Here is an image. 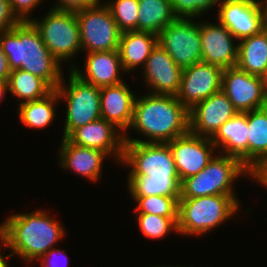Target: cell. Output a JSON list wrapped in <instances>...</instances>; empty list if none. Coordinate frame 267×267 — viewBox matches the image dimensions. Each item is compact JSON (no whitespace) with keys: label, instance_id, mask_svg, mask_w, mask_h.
Instances as JSON below:
<instances>
[{"label":"cell","instance_id":"obj_1","mask_svg":"<svg viewBox=\"0 0 267 267\" xmlns=\"http://www.w3.org/2000/svg\"><path fill=\"white\" fill-rule=\"evenodd\" d=\"M122 164L131 169L127 186L132 197H180L181 181L168 143L125 142Z\"/></svg>","mask_w":267,"mask_h":267},{"label":"cell","instance_id":"obj_2","mask_svg":"<svg viewBox=\"0 0 267 267\" xmlns=\"http://www.w3.org/2000/svg\"><path fill=\"white\" fill-rule=\"evenodd\" d=\"M64 236L63 225L46 210L12 214L0 224L1 247L11 252L7 258L18 255L27 264L54 248Z\"/></svg>","mask_w":267,"mask_h":267},{"label":"cell","instance_id":"obj_3","mask_svg":"<svg viewBox=\"0 0 267 267\" xmlns=\"http://www.w3.org/2000/svg\"><path fill=\"white\" fill-rule=\"evenodd\" d=\"M136 95L129 129L147 137L143 140L124 135V142L167 143L189 132V110L173 95Z\"/></svg>","mask_w":267,"mask_h":267},{"label":"cell","instance_id":"obj_4","mask_svg":"<svg viewBox=\"0 0 267 267\" xmlns=\"http://www.w3.org/2000/svg\"><path fill=\"white\" fill-rule=\"evenodd\" d=\"M0 45L10 71L21 69L43 79L53 90L61 83L62 65L50 53L30 22H19L0 33Z\"/></svg>","mask_w":267,"mask_h":267},{"label":"cell","instance_id":"obj_5","mask_svg":"<svg viewBox=\"0 0 267 267\" xmlns=\"http://www.w3.org/2000/svg\"><path fill=\"white\" fill-rule=\"evenodd\" d=\"M236 195H208L180 198L178 201L177 229L181 235L198 237L218 228L240 210ZM236 213V214H235Z\"/></svg>","mask_w":267,"mask_h":267},{"label":"cell","instance_id":"obj_6","mask_svg":"<svg viewBox=\"0 0 267 267\" xmlns=\"http://www.w3.org/2000/svg\"><path fill=\"white\" fill-rule=\"evenodd\" d=\"M251 176V172L239 158L219 154L198 174L181 182L180 198H196L208 195H236L233 184L238 177Z\"/></svg>","mask_w":267,"mask_h":267},{"label":"cell","instance_id":"obj_7","mask_svg":"<svg viewBox=\"0 0 267 267\" xmlns=\"http://www.w3.org/2000/svg\"><path fill=\"white\" fill-rule=\"evenodd\" d=\"M50 53L60 63L82 51L80 28L76 12L49 9L44 18L31 19Z\"/></svg>","mask_w":267,"mask_h":267},{"label":"cell","instance_id":"obj_8","mask_svg":"<svg viewBox=\"0 0 267 267\" xmlns=\"http://www.w3.org/2000/svg\"><path fill=\"white\" fill-rule=\"evenodd\" d=\"M68 83L65 79L56 88L59 99L67 103L64 133L67 138L76 128L101 118L100 88L87 83L69 70Z\"/></svg>","mask_w":267,"mask_h":267},{"label":"cell","instance_id":"obj_9","mask_svg":"<svg viewBox=\"0 0 267 267\" xmlns=\"http://www.w3.org/2000/svg\"><path fill=\"white\" fill-rule=\"evenodd\" d=\"M76 17L82 51L89 53L118 50L122 32L105 3L76 11Z\"/></svg>","mask_w":267,"mask_h":267},{"label":"cell","instance_id":"obj_10","mask_svg":"<svg viewBox=\"0 0 267 267\" xmlns=\"http://www.w3.org/2000/svg\"><path fill=\"white\" fill-rule=\"evenodd\" d=\"M158 44L182 69L202 61L200 22L176 18L158 35Z\"/></svg>","mask_w":267,"mask_h":267},{"label":"cell","instance_id":"obj_11","mask_svg":"<svg viewBox=\"0 0 267 267\" xmlns=\"http://www.w3.org/2000/svg\"><path fill=\"white\" fill-rule=\"evenodd\" d=\"M218 5L217 20L237 41L258 34L264 29L267 12L263 1L220 0Z\"/></svg>","mask_w":267,"mask_h":267},{"label":"cell","instance_id":"obj_12","mask_svg":"<svg viewBox=\"0 0 267 267\" xmlns=\"http://www.w3.org/2000/svg\"><path fill=\"white\" fill-rule=\"evenodd\" d=\"M221 90L240 113L267 106L263 77L248 74L237 67L223 69Z\"/></svg>","mask_w":267,"mask_h":267},{"label":"cell","instance_id":"obj_13","mask_svg":"<svg viewBox=\"0 0 267 267\" xmlns=\"http://www.w3.org/2000/svg\"><path fill=\"white\" fill-rule=\"evenodd\" d=\"M167 143L181 182L204 169L214 158L216 155L214 152L217 150L210 138L191 132L176 137Z\"/></svg>","mask_w":267,"mask_h":267},{"label":"cell","instance_id":"obj_14","mask_svg":"<svg viewBox=\"0 0 267 267\" xmlns=\"http://www.w3.org/2000/svg\"><path fill=\"white\" fill-rule=\"evenodd\" d=\"M222 71L221 67L204 61L184 68L176 98L190 110L221 90Z\"/></svg>","mask_w":267,"mask_h":267},{"label":"cell","instance_id":"obj_15","mask_svg":"<svg viewBox=\"0 0 267 267\" xmlns=\"http://www.w3.org/2000/svg\"><path fill=\"white\" fill-rule=\"evenodd\" d=\"M237 113L232 102L220 90L189 110V132L211 138L226 121Z\"/></svg>","mask_w":267,"mask_h":267},{"label":"cell","instance_id":"obj_16","mask_svg":"<svg viewBox=\"0 0 267 267\" xmlns=\"http://www.w3.org/2000/svg\"><path fill=\"white\" fill-rule=\"evenodd\" d=\"M228 29L218 24L200 21V41L202 61L221 67H236L238 60V42Z\"/></svg>","mask_w":267,"mask_h":267},{"label":"cell","instance_id":"obj_17","mask_svg":"<svg viewBox=\"0 0 267 267\" xmlns=\"http://www.w3.org/2000/svg\"><path fill=\"white\" fill-rule=\"evenodd\" d=\"M67 139L78 146L94 148L121 163L124 155V134L113 124L100 118L76 128Z\"/></svg>","mask_w":267,"mask_h":267},{"label":"cell","instance_id":"obj_18","mask_svg":"<svg viewBox=\"0 0 267 267\" xmlns=\"http://www.w3.org/2000/svg\"><path fill=\"white\" fill-rule=\"evenodd\" d=\"M142 70V79L152 88L149 93L177 95L183 69L159 44L152 50Z\"/></svg>","mask_w":267,"mask_h":267},{"label":"cell","instance_id":"obj_19","mask_svg":"<svg viewBox=\"0 0 267 267\" xmlns=\"http://www.w3.org/2000/svg\"><path fill=\"white\" fill-rule=\"evenodd\" d=\"M69 66L70 70L80 79L99 88L123 82L120 74L125 71L119 50L87 53L84 73L76 65Z\"/></svg>","mask_w":267,"mask_h":267},{"label":"cell","instance_id":"obj_20","mask_svg":"<svg viewBox=\"0 0 267 267\" xmlns=\"http://www.w3.org/2000/svg\"><path fill=\"white\" fill-rule=\"evenodd\" d=\"M135 98L125 82L100 88L101 118L128 135L126 132L132 122Z\"/></svg>","mask_w":267,"mask_h":267},{"label":"cell","instance_id":"obj_21","mask_svg":"<svg viewBox=\"0 0 267 267\" xmlns=\"http://www.w3.org/2000/svg\"><path fill=\"white\" fill-rule=\"evenodd\" d=\"M61 141L58 156L61 168L72 170L86 180L97 182L102 174L103 161L109 155L98 149L75 145L67 138H62Z\"/></svg>","mask_w":267,"mask_h":267},{"label":"cell","instance_id":"obj_22","mask_svg":"<svg viewBox=\"0 0 267 267\" xmlns=\"http://www.w3.org/2000/svg\"><path fill=\"white\" fill-rule=\"evenodd\" d=\"M248 112H238L210 138L220 154L235 156L248 169Z\"/></svg>","mask_w":267,"mask_h":267},{"label":"cell","instance_id":"obj_23","mask_svg":"<svg viewBox=\"0 0 267 267\" xmlns=\"http://www.w3.org/2000/svg\"><path fill=\"white\" fill-rule=\"evenodd\" d=\"M157 44L158 36L153 33L136 30L122 32L118 50L124 71L131 72L138 66L143 68Z\"/></svg>","mask_w":267,"mask_h":267},{"label":"cell","instance_id":"obj_24","mask_svg":"<svg viewBox=\"0 0 267 267\" xmlns=\"http://www.w3.org/2000/svg\"><path fill=\"white\" fill-rule=\"evenodd\" d=\"M236 67L251 75L264 77L267 73V32L242 39L238 42Z\"/></svg>","mask_w":267,"mask_h":267},{"label":"cell","instance_id":"obj_25","mask_svg":"<svg viewBox=\"0 0 267 267\" xmlns=\"http://www.w3.org/2000/svg\"><path fill=\"white\" fill-rule=\"evenodd\" d=\"M248 170L267 160V106L248 112Z\"/></svg>","mask_w":267,"mask_h":267},{"label":"cell","instance_id":"obj_26","mask_svg":"<svg viewBox=\"0 0 267 267\" xmlns=\"http://www.w3.org/2000/svg\"><path fill=\"white\" fill-rule=\"evenodd\" d=\"M137 31L158 35L177 17L169 0H138Z\"/></svg>","mask_w":267,"mask_h":267},{"label":"cell","instance_id":"obj_27","mask_svg":"<svg viewBox=\"0 0 267 267\" xmlns=\"http://www.w3.org/2000/svg\"><path fill=\"white\" fill-rule=\"evenodd\" d=\"M58 92L53 90L46 97L18 105V116L21 123L29 128L48 127L56 117L55 105L59 102ZM57 102V103H56Z\"/></svg>","mask_w":267,"mask_h":267},{"label":"cell","instance_id":"obj_28","mask_svg":"<svg viewBox=\"0 0 267 267\" xmlns=\"http://www.w3.org/2000/svg\"><path fill=\"white\" fill-rule=\"evenodd\" d=\"M8 85L9 93L17 98L18 105L42 99L53 91L43 79L21 69L10 72Z\"/></svg>","mask_w":267,"mask_h":267},{"label":"cell","instance_id":"obj_29","mask_svg":"<svg viewBox=\"0 0 267 267\" xmlns=\"http://www.w3.org/2000/svg\"><path fill=\"white\" fill-rule=\"evenodd\" d=\"M138 206L137 214H153L166 218H178V201L180 197L144 196L132 197Z\"/></svg>","mask_w":267,"mask_h":267},{"label":"cell","instance_id":"obj_30","mask_svg":"<svg viewBox=\"0 0 267 267\" xmlns=\"http://www.w3.org/2000/svg\"><path fill=\"white\" fill-rule=\"evenodd\" d=\"M121 32L137 31L138 0H110L105 1Z\"/></svg>","mask_w":267,"mask_h":267},{"label":"cell","instance_id":"obj_31","mask_svg":"<svg viewBox=\"0 0 267 267\" xmlns=\"http://www.w3.org/2000/svg\"><path fill=\"white\" fill-rule=\"evenodd\" d=\"M135 217H137L139 229L147 238L161 239L172 230L178 233V218H166L153 214H137Z\"/></svg>","mask_w":267,"mask_h":267},{"label":"cell","instance_id":"obj_32","mask_svg":"<svg viewBox=\"0 0 267 267\" xmlns=\"http://www.w3.org/2000/svg\"><path fill=\"white\" fill-rule=\"evenodd\" d=\"M177 18H199L208 9L217 6L220 0H169Z\"/></svg>","mask_w":267,"mask_h":267},{"label":"cell","instance_id":"obj_33","mask_svg":"<svg viewBox=\"0 0 267 267\" xmlns=\"http://www.w3.org/2000/svg\"><path fill=\"white\" fill-rule=\"evenodd\" d=\"M11 11L20 22L30 21V13L36 9V7L43 0H8Z\"/></svg>","mask_w":267,"mask_h":267},{"label":"cell","instance_id":"obj_34","mask_svg":"<svg viewBox=\"0 0 267 267\" xmlns=\"http://www.w3.org/2000/svg\"><path fill=\"white\" fill-rule=\"evenodd\" d=\"M100 0H58V3L53 6V9L59 11L76 12L82 9L98 5Z\"/></svg>","mask_w":267,"mask_h":267},{"label":"cell","instance_id":"obj_35","mask_svg":"<svg viewBox=\"0 0 267 267\" xmlns=\"http://www.w3.org/2000/svg\"><path fill=\"white\" fill-rule=\"evenodd\" d=\"M20 21L11 11L8 0H0V33L10 30Z\"/></svg>","mask_w":267,"mask_h":267},{"label":"cell","instance_id":"obj_36","mask_svg":"<svg viewBox=\"0 0 267 267\" xmlns=\"http://www.w3.org/2000/svg\"><path fill=\"white\" fill-rule=\"evenodd\" d=\"M62 254L64 255V257L61 256ZM58 255H59V257L61 256L64 259L67 257L66 254H65V252H64V250H62V249L60 250L59 248L56 249L55 247L54 248H51L46 254H44L43 256H41L38 259V261L40 260V262H41V265L40 266L41 267H60L59 266L60 264L58 263L59 261H57V259L55 258ZM60 260H61V258H60ZM66 260L68 261V258ZM63 267H66L65 264H64Z\"/></svg>","mask_w":267,"mask_h":267},{"label":"cell","instance_id":"obj_37","mask_svg":"<svg viewBox=\"0 0 267 267\" xmlns=\"http://www.w3.org/2000/svg\"><path fill=\"white\" fill-rule=\"evenodd\" d=\"M250 178L255 182L267 187V160L261 162L253 171H251Z\"/></svg>","mask_w":267,"mask_h":267},{"label":"cell","instance_id":"obj_38","mask_svg":"<svg viewBox=\"0 0 267 267\" xmlns=\"http://www.w3.org/2000/svg\"><path fill=\"white\" fill-rule=\"evenodd\" d=\"M10 72L7 56L0 45V82H8Z\"/></svg>","mask_w":267,"mask_h":267},{"label":"cell","instance_id":"obj_39","mask_svg":"<svg viewBox=\"0 0 267 267\" xmlns=\"http://www.w3.org/2000/svg\"><path fill=\"white\" fill-rule=\"evenodd\" d=\"M7 92L9 93L8 82H0V101H2Z\"/></svg>","mask_w":267,"mask_h":267},{"label":"cell","instance_id":"obj_40","mask_svg":"<svg viewBox=\"0 0 267 267\" xmlns=\"http://www.w3.org/2000/svg\"><path fill=\"white\" fill-rule=\"evenodd\" d=\"M0 267H10L7 258L4 257V253H0Z\"/></svg>","mask_w":267,"mask_h":267},{"label":"cell","instance_id":"obj_41","mask_svg":"<svg viewBox=\"0 0 267 267\" xmlns=\"http://www.w3.org/2000/svg\"><path fill=\"white\" fill-rule=\"evenodd\" d=\"M264 79V86H265V92H266V98H267V73L266 75L263 77Z\"/></svg>","mask_w":267,"mask_h":267},{"label":"cell","instance_id":"obj_42","mask_svg":"<svg viewBox=\"0 0 267 267\" xmlns=\"http://www.w3.org/2000/svg\"><path fill=\"white\" fill-rule=\"evenodd\" d=\"M263 5H264V8H265V10L267 12V0H263Z\"/></svg>","mask_w":267,"mask_h":267},{"label":"cell","instance_id":"obj_43","mask_svg":"<svg viewBox=\"0 0 267 267\" xmlns=\"http://www.w3.org/2000/svg\"><path fill=\"white\" fill-rule=\"evenodd\" d=\"M264 30L267 32V18H266V21H265Z\"/></svg>","mask_w":267,"mask_h":267},{"label":"cell","instance_id":"obj_44","mask_svg":"<svg viewBox=\"0 0 267 267\" xmlns=\"http://www.w3.org/2000/svg\"><path fill=\"white\" fill-rule=\"evenodd\" d=\"M157 267H177V266H157Z\"/></svg>","mask_w":267,"mask_h":267}]
</instances>
